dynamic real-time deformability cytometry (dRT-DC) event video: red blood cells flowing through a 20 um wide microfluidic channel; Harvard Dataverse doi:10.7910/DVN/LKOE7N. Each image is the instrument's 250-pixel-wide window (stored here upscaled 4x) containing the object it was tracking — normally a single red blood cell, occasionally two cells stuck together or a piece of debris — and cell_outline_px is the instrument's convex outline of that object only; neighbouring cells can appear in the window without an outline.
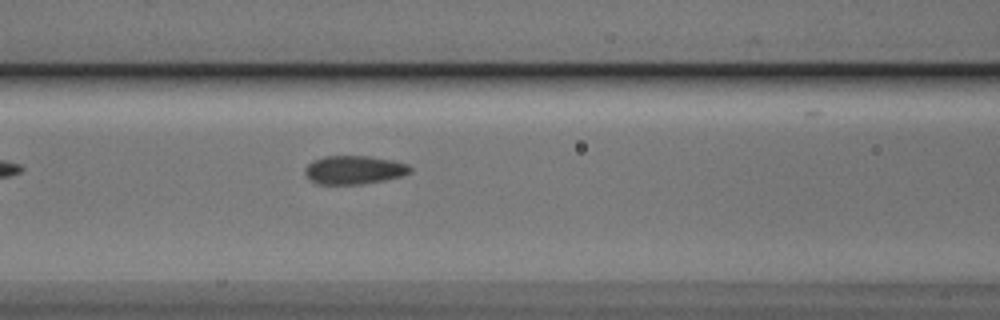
{"species": "Egyptian fruit bat (a non-hibernating species)", "species_latin": "Rousettus aegyptiacus", "temperature_condition": "cold", "stored_images_in_passage": 36, "camera_frame_rate_fps": 3000, "um_per_image_px": 0.085, "animal": {"sex": "male"}, "frame": {"image": 1, "passage_image": 6, "time_ms": 1.667, "image_size_px": [1000, 320], "cell_outline_px": [[412, 172], [400, 176], [384, 180], [360, 184], [316, 184], [304, 172], [304, 168], [312, 160], [324, 156], [368, 156], [392, 160], [408, 164], [412, 168]], "centroid_in_image_um": [30.09, 14.43], "position_along_channel_um": 136.5, "area_um2": 17.46}}
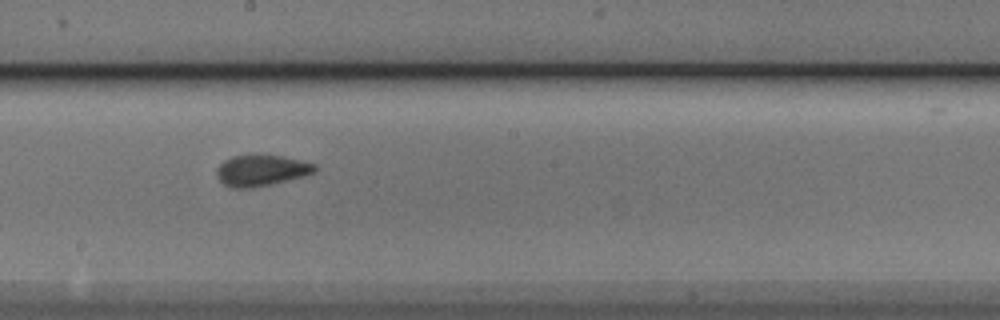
{"frame": {"image": 2, "passage_image": 13, "time_ms": 4.0, "image_size_px": [1000, 320], "cell_outline_px": [[320, 168], [316, 172], [268, 184], [248, 188], [232, 188], [224, 184], [220, 180], [216, 172], [216, 168], [224, 160], [232, 156], [252, 152], [280, 156], [300, 160], [316, 164]], "centroid_in_image_um": [22.18, 14.43], "position_along_channel_um": 226.0, "area_um2": 17.98}}
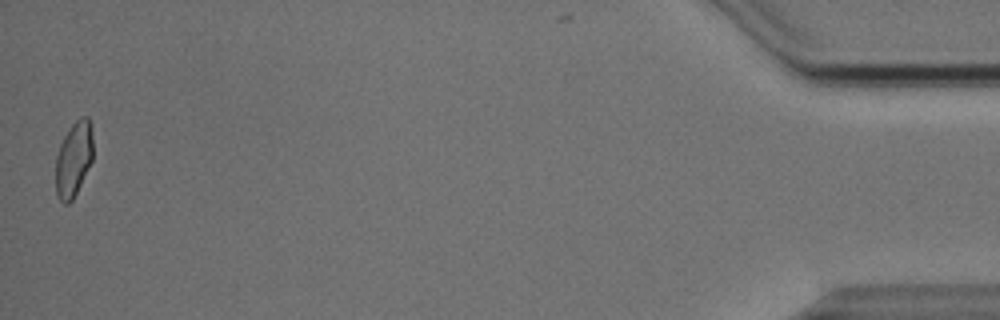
{"frame": {"image": 3, "passage_image": 36, "time_ms": 11.667, "image_size_px": [1000, 320], "cell_outline_px": [[92, 160], [72, 200], [68, 204], [64, 204], [60, 200], [56, 192], [56, 156], [60, 144], [64, 136], [72, 124], [80, 116], [88, 116], [92, 124]], "centroid_in_image_um": [6.26, 13.48], "position_along_channel_um": 428.9, "area_um2": 16.24}, "authors_computed_cell_mechanics": {"area_um2": 17.051, "velocity_mm_per_s": 3.846, "shape_relaxation_time_tau1_ms": null, "shape_relaxation_time_tau2_ms": 0.7516, "deformation_change_tau1": null, "deformation_change_tau2": 0.0343}}